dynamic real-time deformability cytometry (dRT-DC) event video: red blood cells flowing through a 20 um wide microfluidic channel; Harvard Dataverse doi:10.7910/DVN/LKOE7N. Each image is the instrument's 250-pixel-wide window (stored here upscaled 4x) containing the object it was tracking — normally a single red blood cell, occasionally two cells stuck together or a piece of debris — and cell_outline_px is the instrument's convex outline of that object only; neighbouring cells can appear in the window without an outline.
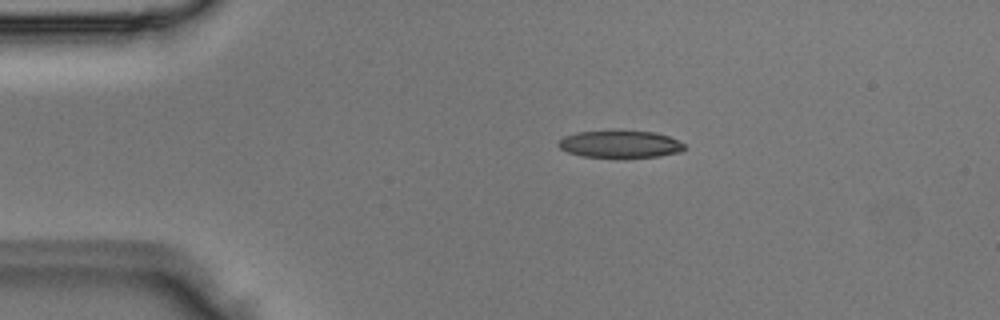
{"species": "Egyptian fruit bat (a non-hibernating species)", "species_latin": "Rousettus aegyptiacus", "temperature_condition": "room temperature", "stored_images_in_passage": 3, "camera_frame_rate_fps": 3000, "um_per_image_px": 0.085, "animal": {"sex": "male"}, "frame": {"image": 1, "passage_image": 3, "time_ms": 0.667, "image_size_px": [1000, 320], "cell_outline_px": [[688, 148], [680, 152], [660, 156], [624, 160], [620, 160], [584, 156], [568, 152], [560, 148], [556, 144], [556, 140], [564, 136], [576, 132], [612, 128], [620, 128], [656, 132], [668, 136], [684, 144]], "centroid_in_image_um": [52.68, 12.24], "position_along_channel_um": 32.3, "area_um2": 21.79}}